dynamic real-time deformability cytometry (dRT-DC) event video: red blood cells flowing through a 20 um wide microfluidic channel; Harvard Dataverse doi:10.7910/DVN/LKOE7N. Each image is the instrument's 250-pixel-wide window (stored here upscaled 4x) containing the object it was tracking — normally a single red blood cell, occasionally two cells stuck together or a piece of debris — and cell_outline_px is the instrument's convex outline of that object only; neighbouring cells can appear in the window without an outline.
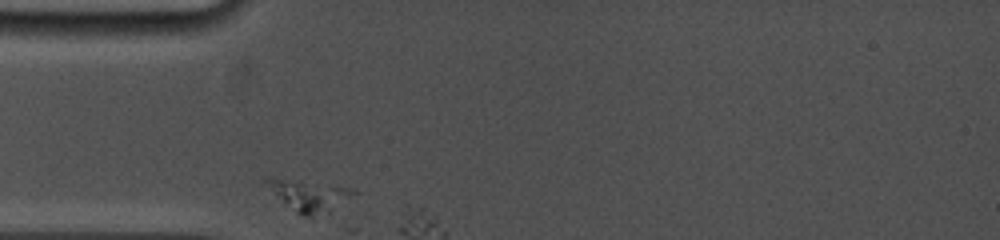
{"species": "common noctule bat (a hibernating species)", "species_latin": "Nyctalus noctula", "temperature_condition": "cold", "stored_images_in_passage": 16, "camera_frame_rate_fps": 5000, "um_per_image_px": 0.085, "animal": {"sex": "female", "body_mass_g": 19.0, "forearm_length_mm": 53.3}, "frame": {"image": 1, "passage_image": 1, "time_ms": 0.0, "image_size_px": [1000, 240], "cell_outline_px": [[356, 192], [308, 216], [304, 216], [296, 212], [284, 204], [260, 184], [260, 180], [300, 180], [356, 188]], "centroid_in_image_um": [26.05, 16.53], "position_along_channel_um": 58.9, "area_um2": 14.57}}
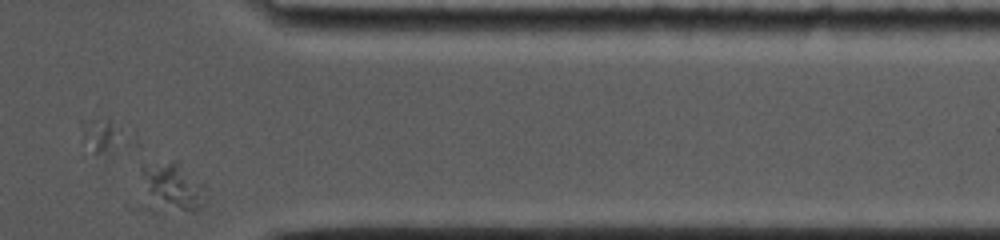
{"frame": {"image": 2, "passage_image": 13, "time_ms": 10.0, "image_size_px": [1000, 240], "cell_outline_px": [[204, 204], [200, 208], [180, 208], [156, 200], [148, 188], [140, 168], [144, 164], [172, 160], [176, 160], [204, 184]], "centroid_in_image_um": [14.77, 15.68], "position_along_channel_um": 396.6, "area_um2": 15.9}}